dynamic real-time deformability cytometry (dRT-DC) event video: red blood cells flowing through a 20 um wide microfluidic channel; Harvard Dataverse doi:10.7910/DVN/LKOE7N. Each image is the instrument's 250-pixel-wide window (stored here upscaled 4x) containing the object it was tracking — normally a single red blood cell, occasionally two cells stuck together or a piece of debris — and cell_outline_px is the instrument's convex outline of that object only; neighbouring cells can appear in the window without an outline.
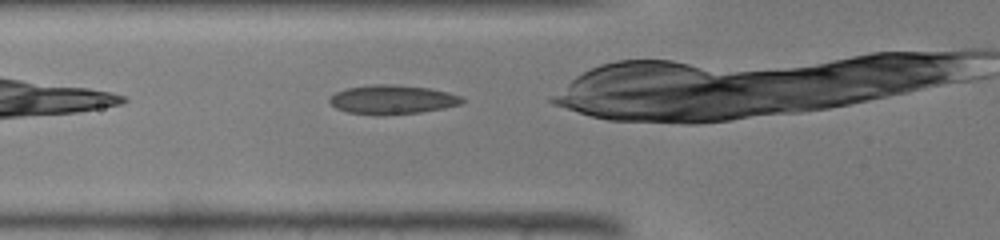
{"species": "common noctule bat (a hibernating species)", "species_latin": "Nyctalus noctula", "temperature_condition": "warm", "stored_images_in_passage": 30, "camera_frame_rate_fps": 3000, "um_per_image_px": 0.085, "animal": {"sex": "male", "body_mass_g": 19.0, "forearm_length_mm": 50.8}, "frame": {"image": 1, "passage_image": 2, "time_ms": 0.333, "image_size_px": [1000, 240], "cell_outline_px": [[464, 100], [460, 104], [420, 112], [380, 116], [376, 116], [348, 112], [336, 108], [328, 100], [336, 92], [348, 88], [372, 84], [392, 84], [428, 88], [448, 92], [460, 96]], "centroid_in_image_um": [33.31, 8.47], "position_along_channel_um": 92.5, "area_um2": 22.31}}
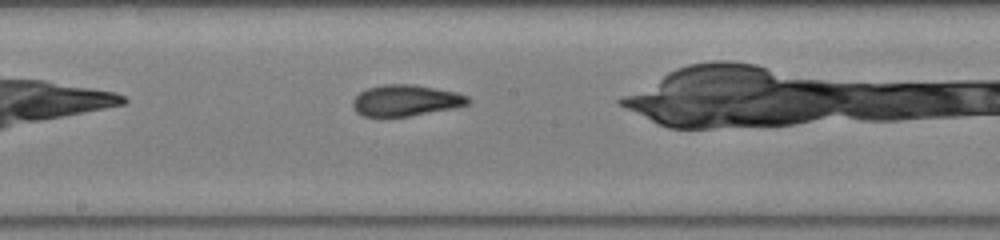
{"frame": {"image": 2, "passage_image": 10, "time_ms": 3.0, "image_size_px": [1000, 240], "cell_outline_px": [[468, 104], [452, 108], [408, 116], [364, 116], [356, 112], [352, 104], [352, 100], [360, 92], [368, 88], [384, 84], [416, 84], [456, 92], [468, 96]], "centroid_in_image_um": [34.46, 8.52], "position_along_channel_um": 213.7, "area_um2": 20.75}}
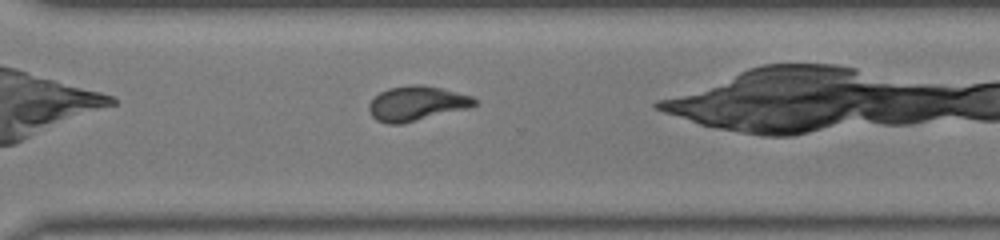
{"frame": {"image": 3, "passage_image": 18, "time_ms": 5.667, "image_size_px": [1000, 240], "cell_outline_px": [[480, 100], [476, 104], [468, 108], [400, 124], [388, 124], [376, 120], [372, 116], [368, 108], [368, 104], [380, 92], [388, 88], [408, 84], [420, 84], [440, 88], [472, 96]], "centroid_in_image_um": [35.41, 8.78], "position_along_channel_um": 335.2, "area_um2": 21.27}}